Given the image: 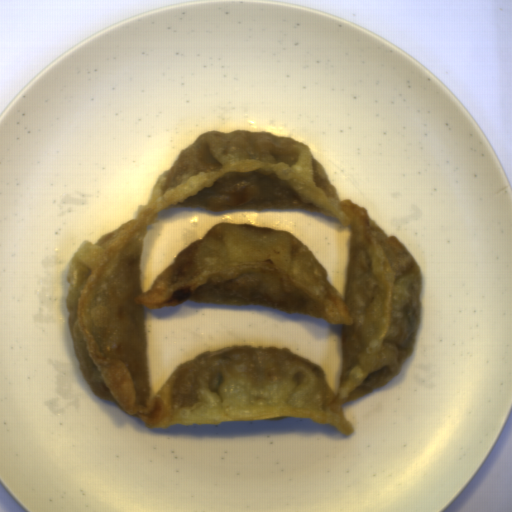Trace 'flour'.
I'll return each instance as SVG.
<instances>
[{
    "mask_svg": "<svg viewBox=\"0 0 512 512\" xmlns=\"http://www.w3.org/2000/svg\"><path fill=\"white\" fill-rule=\"evenodd\" d=\"M307 210L351 231L345 295L287 230L216 223L141 293L148 225L165 209ZM65 307L75 359L94 396L148 428L312 419L352 437L343 405L391 384L414 354L422 270L367 209L340 200L309 144L267 131H206L179 149L133 219L84 239L68 262ZM259 304L342 323L337 396L320 364L289 347L229 344L173 369L152 394L144 306Z\"/></svg>",
    "mask_w": 512,
    "mask_h": 512,
    "instance_id": "obj_1",
    "label": "flour"
}]
</instances>
